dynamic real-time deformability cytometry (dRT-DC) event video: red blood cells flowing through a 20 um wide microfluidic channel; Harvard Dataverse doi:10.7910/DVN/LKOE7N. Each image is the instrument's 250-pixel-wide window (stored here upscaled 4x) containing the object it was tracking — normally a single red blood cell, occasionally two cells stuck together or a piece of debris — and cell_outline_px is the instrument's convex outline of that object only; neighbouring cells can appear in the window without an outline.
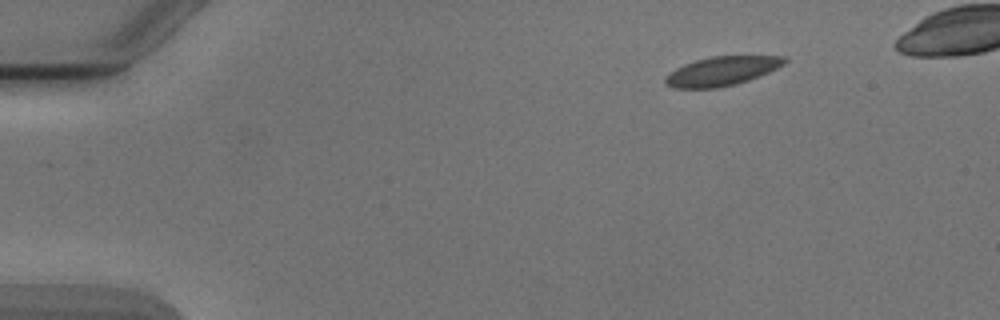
{"species": "Egyptian fruit bat (a non-hibernating species)", "species_latin": "Rousettus aegyptiacus", "temperature_condition": "cold", "stored_images_in_passage": 5, "camera_frame_rate_fps": 3000, "um_per_image_px": 0.085, "animal": {"sex": "male"}, "frame": {"image": 1, "passage_image": 1, "time_ms": 0.0, "image_size_px": [1000, 320], "cell_outline_px": [[788, 60], [784, 64], [768, 72], [748, 80], [736, 84], [716, 88], [676, 88], [664, 84], [664, 76], [676, 68], [684, 64], [696, 60], [712, 56], [784, 56]], "centroid_in_image_um": [61.32, 6.04], "position_along_channel_um": 23.7, "area_um2": 20.11}}
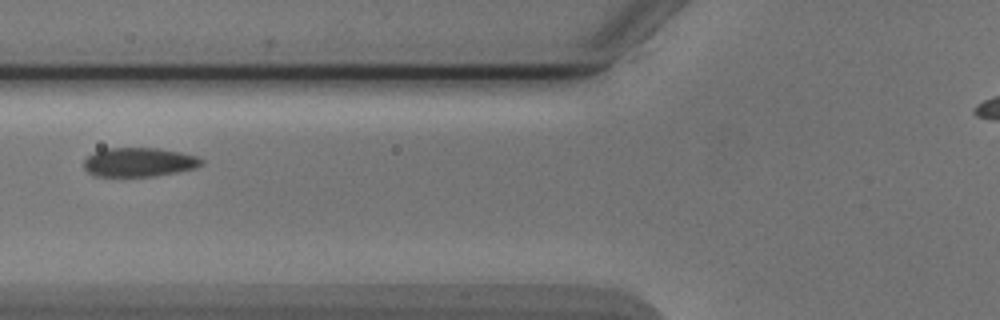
{"frame": {"image": 2, "passage_image": 5, "time_ms": 4.667, "image_size_px": [1000, 320], "cell_outline_px": [[204, 164], [196, 168], [156, 176], [96, 176], [88, 172], [84, 168], [84, 160], [88, 156], [104, 148], [160, 148], [180, 152], [196, 156], [204, 160]], "centroid_in_image_um": [11.84, 13.78], "position_along_channel_um": 114.0, "area_um2": 19.94}}